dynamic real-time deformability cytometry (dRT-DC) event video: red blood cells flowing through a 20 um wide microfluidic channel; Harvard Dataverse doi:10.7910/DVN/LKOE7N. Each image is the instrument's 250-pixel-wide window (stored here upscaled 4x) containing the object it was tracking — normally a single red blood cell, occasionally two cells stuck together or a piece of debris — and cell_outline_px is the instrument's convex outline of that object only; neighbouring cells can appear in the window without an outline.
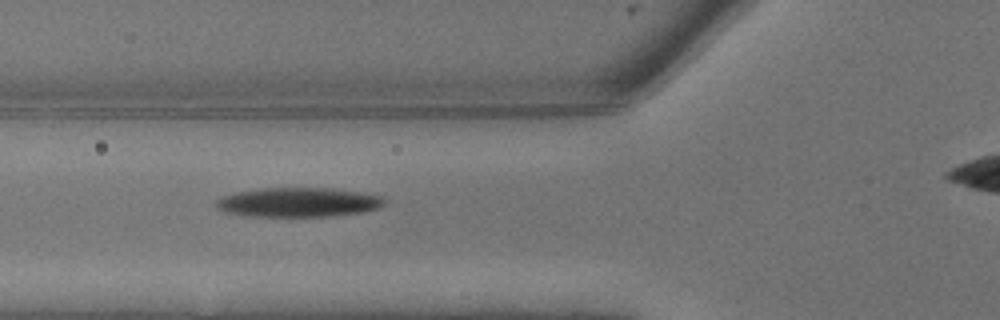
{"species": "common noctule bat (a hibernating species)", "species_latin": "Nyctalus noctula", "temperature_condition": "warm", "stored_images_in_passage": 6, "camera_frame_rate_fps": 3000, "um_per_image_px": 0.085, "animal": {"sex": "male", "body_mass_g": 13.3}, "frame": {"image": 1, "passage_image": 2, "time_ms": 0.333, "image_size_px": [1000, 320], "cell_outline_px": [[384, 204], [380, 208], [364, 212], [332, 216], [244, 216], [224, 212], [216, 208], [216, 200], [224, 196], [240, 192], [264, 188], [328, 188], [384, 196]], "centroid_in_image_um": [25.37, 17.21], "position_along_channel_um": 100.4, "area_um2": 28.67}}
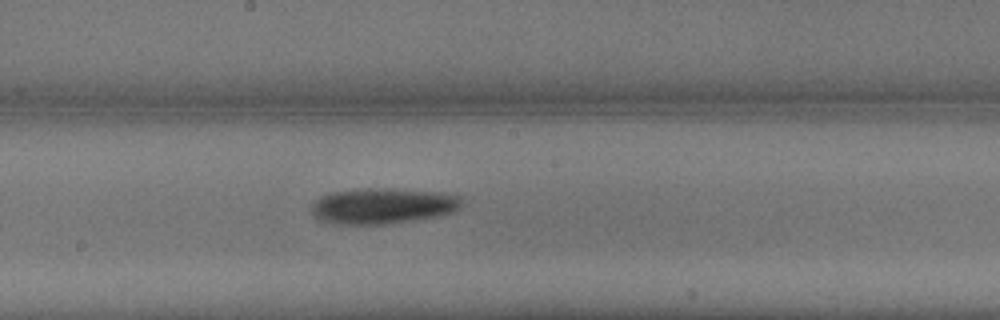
{"frame": {"image": 2, "passage_image": 6, "time_ms": 1.667, "image_size_px": [1000, 320], "cell_outline_px": [[464, 204], [456, 212], [440, 216], [384, 224], [332, 224], [320, 220], [312, 212], [312, 204], [320, 196], [332, 192], [368, 188], [396, 188], [444, 192], [460, 196]], "centroid_in_image_um": [32.61, 17.49], "position_along_channel_um": 215.6, "area_um2": 31.73}}